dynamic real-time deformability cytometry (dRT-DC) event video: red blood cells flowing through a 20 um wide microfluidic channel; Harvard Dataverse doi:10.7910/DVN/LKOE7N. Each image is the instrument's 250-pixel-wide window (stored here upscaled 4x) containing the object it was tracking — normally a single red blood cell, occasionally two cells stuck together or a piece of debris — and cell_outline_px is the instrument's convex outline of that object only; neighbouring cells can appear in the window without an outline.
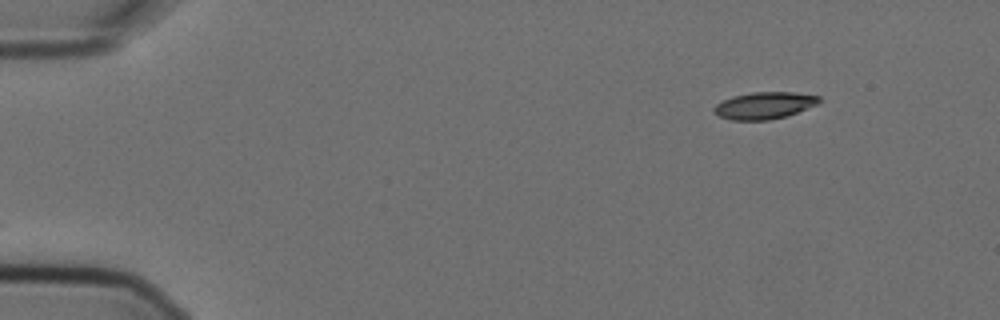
{"species": "Egyptian fruit bat (a non-hibernating species)", "species_latin": "Rousettus aegyptiacus", "temperature_condition": "cold", "stored_images_in_passage": 2, "camera_frame_rate_fps": 3000, "um_per_image_px": 0.085, "animal": {"sex": "female"}, "frame": {"image": 1, "passage_image": 2, "time_ms": 0.333, "image_size_px": [1000, 320], "cell_outline_px": [[820, 104], [784, 116], [768, 120], [732, 120], [720, 116], [712, 112], [712, 108], [716, 104], [732, 96], [752, 92], [796, 92], [820, 96]], "centroid_in_image_um": [64.97, 8.95], "position_along_channel_um": 20.0, "area_um2": 16.53}}